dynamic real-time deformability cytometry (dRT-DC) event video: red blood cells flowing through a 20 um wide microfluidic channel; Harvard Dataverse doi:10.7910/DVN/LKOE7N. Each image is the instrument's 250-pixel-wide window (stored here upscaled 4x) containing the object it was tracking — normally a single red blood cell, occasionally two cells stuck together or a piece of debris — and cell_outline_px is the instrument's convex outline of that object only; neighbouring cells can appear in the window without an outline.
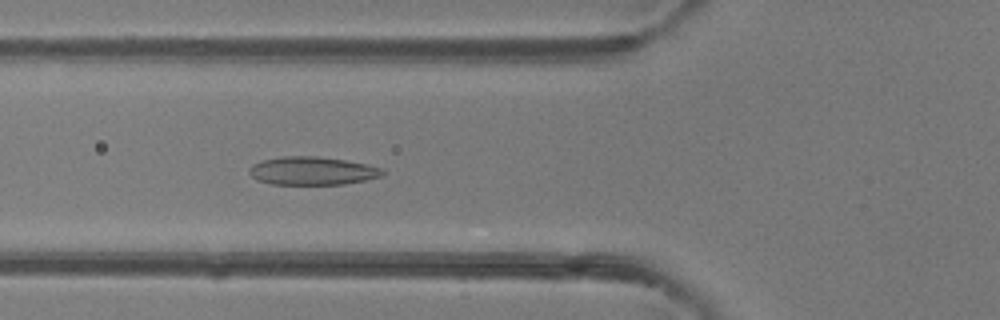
{"species": "common noctule bat (a hibernating species)", "species_latin": "Nyctalus noctula", "temperature_condition": "room temperature", "stored_images_in_passage": 49, "camera_frame_rate_fps": 3000, "um_per_image_px": 0.085, "animal": {"sex": "female"}, "frame": {"image": 1, "passage_image": 18, "time_ms": 5.667, "image_size_px": [1000, 320], "cell_outline_px": [[384, 176], [344, 184], [272, 184], [256, 180], [248, 172], [248, 168], [252, 164], [264, 160], [284, 156], [316, 156], [344, 160], [368, 164], [384, 168]], "centroid_in_image_um": [26.56, 14.52], "position_along_channel_um": 99.2, "area_um2": 21.96}}
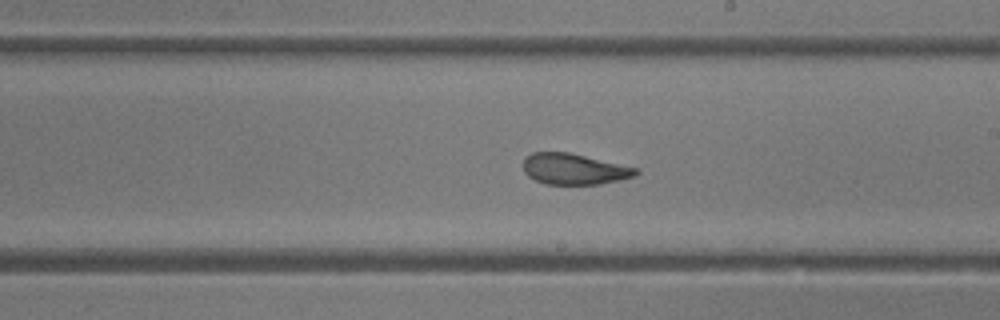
{"frame": {"image": 2, "passage_image": 28, "time_ms": 9.0, "image_size_px": [1000, 320], "cell_outline_px": [[640, 172], [636, 176], [620, 180], [600, 184], [544, 184], [528, 176], [524, 172], [524, 160], [532, 152], [568, 152], [640, 168]], "centroid_in_image_um": [48.85, 14.37], "position_along_channel_um": 240.1, "area_um2": 20.4}}
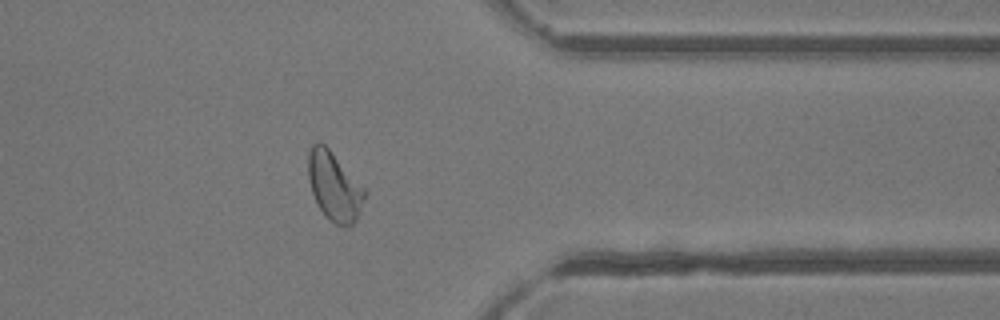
{"frame": {"image": 3, "passage_image": 39, "time_ms": 12.667, "image_size_px": [1000, 320], "cell_outline_px": [[368, 192], [356, 220], [352, 224], [336, 224], [320, 208], [312, 192], [308, 176], [308, 156], [312, 144], [320, 140], [328, 148]], "centroid_in_image_um": [28.42, 15.79], "position_along_channel_um": 383.0, "area_um2": 22.02}, "authors_computed_cell_mechanics": {"area_um2": 22.8888, "velocity_mm_per_s": 4.221, "shape_relaxation_time_tau1_ms": 6.5172, "shape_relaxation_time_tau2_ms": 1.1654, "deformation_change_tau1": 0.1756, "deformation_change_tau2": 0.0761}}